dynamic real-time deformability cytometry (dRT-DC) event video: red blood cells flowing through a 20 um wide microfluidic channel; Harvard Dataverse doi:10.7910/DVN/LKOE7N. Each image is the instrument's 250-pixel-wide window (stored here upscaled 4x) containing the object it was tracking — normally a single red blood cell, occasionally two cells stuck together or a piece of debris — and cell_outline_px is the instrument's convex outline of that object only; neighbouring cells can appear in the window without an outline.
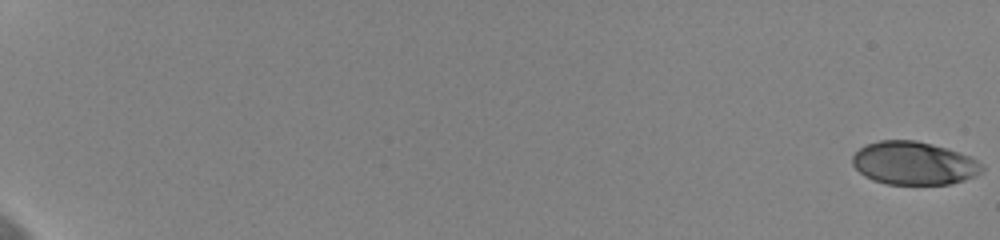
{"species": "human", "species_latin": "Homo sapiens", "temperature_condition": "cold", "stored_images_in_passage": 57, "camera_frame_rate_fps": 3000, "um_per_image_px": 0.085, "donor": {"sex": "female"}, "frame": {"image": 1, "passage_image": 1, "time_ms": 0.0, "image_size_px": [1000, 240], "cell_outline_px": [[984, 168], [976, 176], [952, 184], [888, 184], [872, 180], [864, 176], [852, 164], [852, 156], [864, 144], [880, 140], [916, 140], [944, 148], [968, 156], [976, 160]], "centroid_in_image_um": [77.63, 13.88], "position_along_channel_um": 7.4, "area_um2": 32.37}}
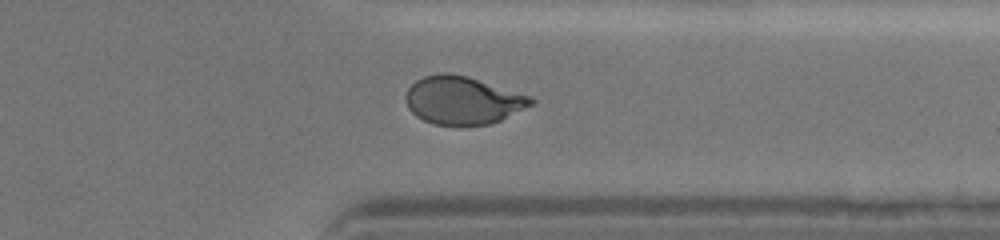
{"frame": {"image": 2, "passage_image": 50, "time_ms": 16.333, "image_size_px": [1000, 240], "cell_outline_px": [[536, 100], [532, 104], [500, 120], [488, 124], [432, 124], [416, 116], [408, 108], [404, 96], [408, 88], [416, 80], [424, 76], [444, 72], [468, 76], [532, 96]], "centroid_in_image_um": [39.31, 8.5], "position_along_channel_um": 372.1, "area_um2": 34.74}}
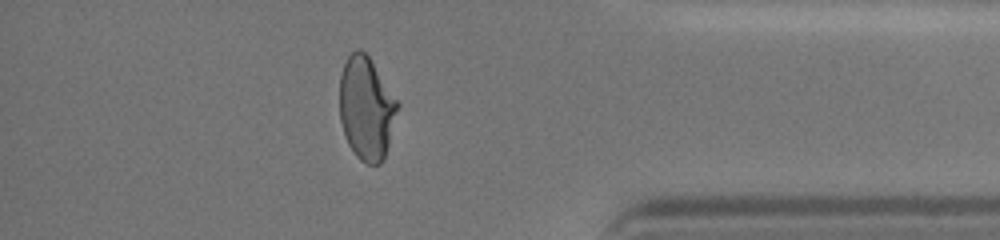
{"frame": {"image": 3, "passage_image": 54, "time_ms": 17.667, "image_size_px": [1000, 240], "cell_outline_px": [[400, 104], [384, 160], [380, 164], [368, 164], [360, 160], [356, 156], [348, 144], [340, 120], [340, 76], [344, 64], [348, 56], [356, 48], [360, 48], [368, 56]], "centroid_in_image_um": [31.14, 9.22], "position_along_channel_um": 404.1, "area_um2": 34.74}}